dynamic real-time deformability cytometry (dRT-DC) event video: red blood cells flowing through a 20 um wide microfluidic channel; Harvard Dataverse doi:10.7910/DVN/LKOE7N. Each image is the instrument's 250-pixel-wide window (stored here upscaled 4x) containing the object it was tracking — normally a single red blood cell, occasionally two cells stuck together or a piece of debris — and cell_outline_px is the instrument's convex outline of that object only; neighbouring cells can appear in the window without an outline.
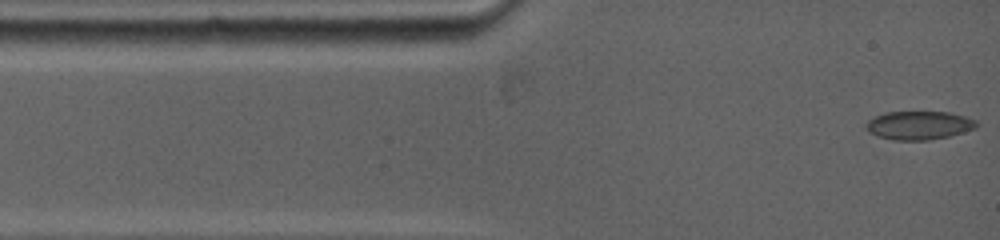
{"species": "common noctule bat (a hibernating species)", "species_latin": "Nyctalus noctula", "temperature_condition": "warm", "stored_images_in_passage": 29, "camera_frame_rate_fps": 5000, "um_per_image_px": 0.085, "animal": {"sex": "female", "body_mass_g": 19.0, "forearm_length_mm": 53.3}, "frame": {"image": 1, "passage_image": 1, "time_ms": 0.0, "image_size_px": [1000, 240], "cell_outline_px": [[980, 124], [976, 128], [948, 136], [924, 140], [896, 140], [880, 136], [872, 132], [864, 124], [868, 120], [884, 112], [948, 112], [964, 116], [976, 120]], "centroid_in_image_um": [78.15, 10.63], "position_along_channel_um": 6.8, "area_um2": 18.03}}
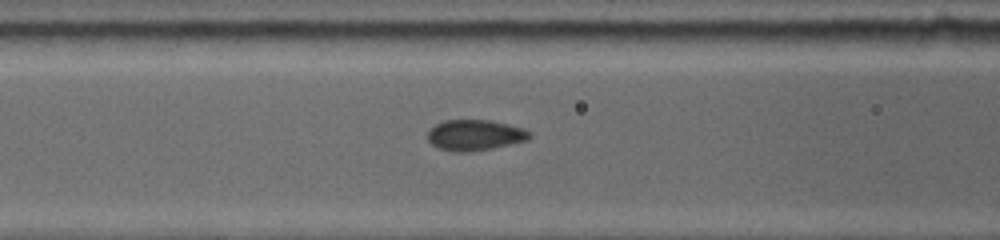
{"frame": {"image": 2, "passage_image": 13, "time_ms": 4.2, "image_size_px": [1000, 240], "cell_outline_px": [[532, 136], [528, 140], [492, 148], [468, 152], [452, 152], [440, 148], [432, 144], [428, 140], [428, 128], [444, 120], [488, 120], [508, 124], [524, 128], [532, 132]], "centroid_in_image_um": [40.37, 11.48], "position_along_channel_um": 126.2, "area_um2": 18.38}}
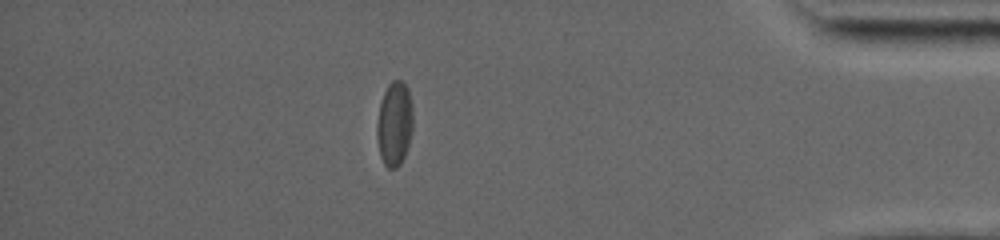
{"frame": {"image": 3, "passage_image": 25, "time_ms": 12.4, "image_size_px": [1000, 240], "cell_outline_px": [[412, 132], [404, 156], [400, 164], [396, 168], [388, 168], [384, 164], [380, 156], [376, 136], [376, 124], [380, 104], [384, 92], [388, 84], [392, 80], [400, 80], [408, 88], [412, 104]], "centroid_in_image_um": [33.52, 10.52], "position_along_channel_um": 401.7, "area_um2": 17.8}, "authors_computed_cell_mechanics": {"area_um2": 18.0336, "velocity_mm_per_s": 3.9121, "shape_relaxation_time_tau1_ms": 8.7867, "shape_relaxation_time_tau2_ms": 0.4988, "deformation_change_tau1": 0.1627, "deformation_change_tau2": 0.0414}}